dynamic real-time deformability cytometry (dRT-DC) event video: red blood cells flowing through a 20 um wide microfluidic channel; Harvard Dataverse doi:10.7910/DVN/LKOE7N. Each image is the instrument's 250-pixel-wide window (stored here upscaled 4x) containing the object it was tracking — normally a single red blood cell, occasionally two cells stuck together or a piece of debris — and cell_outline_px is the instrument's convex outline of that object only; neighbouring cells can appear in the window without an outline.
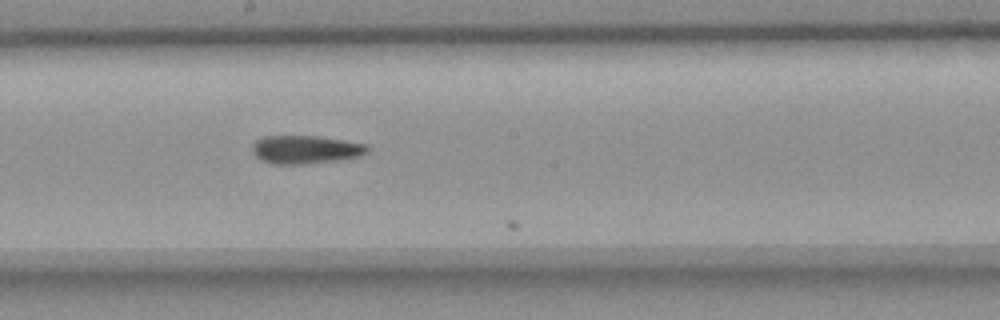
{"species": "common noctule bat (a hibernating species)", "species_latin": "Nyctalus noctula", "temperature_condition": "room temperature", "stored_images_in_passage": 23, "camera_frame_rate_fps": 3000, "um_per_image_px": 0.085, "animal": {"sex": "female", "body_mass_g": 18.4}, "frame": {"image": 1, "passage_image": 22, "time_ms": 7.0, "image_size_px": [1000, 320], "cell_outline_px": [[368, 152], [360, 156], [340, 160], [304, 164], [272, 164], [260, 160], [252, 152], [252, 144], [256, 140], [264, 136], [316, 136], [344, 140], [368, 144]], "centroid_in_image_um": [25.96, 12.71], "position_along_channel_um": 222.2, "area_um2": 19.13}}